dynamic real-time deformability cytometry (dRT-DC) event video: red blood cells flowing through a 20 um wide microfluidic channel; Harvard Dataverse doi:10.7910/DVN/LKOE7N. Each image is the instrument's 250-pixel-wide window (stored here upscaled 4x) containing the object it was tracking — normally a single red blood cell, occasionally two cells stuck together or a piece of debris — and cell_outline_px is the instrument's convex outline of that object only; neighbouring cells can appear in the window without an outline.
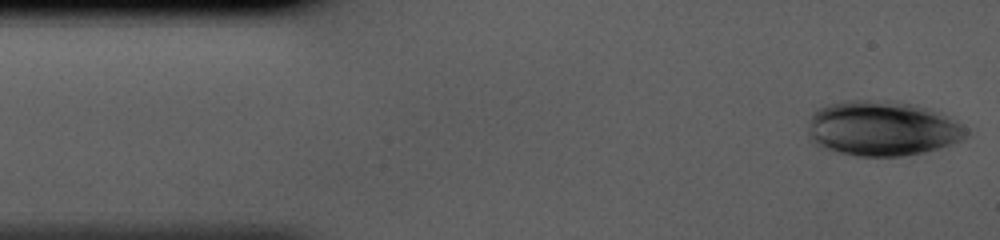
{"species": "human", "species_latin": "Homo sapiens", "temperature_condition": "cold", "stored_images_in_passage": 41, "camera_frame_rate_fps": 3000, "um_per_image_px": 0.085, "donor": {"sex": "male"}, "frame": {"image": 1, "passage_image": 1, "time_ms": 0.0, "image_size_px": [1000, 240], "cell_outline_px": [[968, 136], [964, 140], [952, 144], [924, 152], [904, 156], [856, 156], [816, 148], [808, 140], [808, 120], [812, 112], [816, 108], [828, 104], [844, 100], [872, 100], [912, 104], [928, 108], [968, 128]], "centroid_in_image_um": [74.89, 10.94], "position_along_channel_um": 10.1, "area_um2": 51.27}}
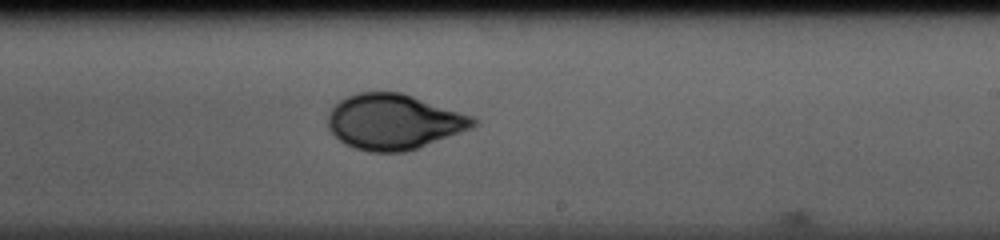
{"frame": {"image": 2, "passage_image": 24, "time_ms": 7.667, "image_size_px": [1000, 240], "cell_outline_px": [[480, 120], [472, 128], [416, 148], [404, 152], [368, 152], [344, 144], [328, 128], [328, 116], [332, 108], [340, 100], [348, 96], [360, 92], [400, 92], [476, 116]], "centroid_in_image_um": [33.5, 10.35], "position_along_channel_um": 255.5, "area_um2": 46.76}}
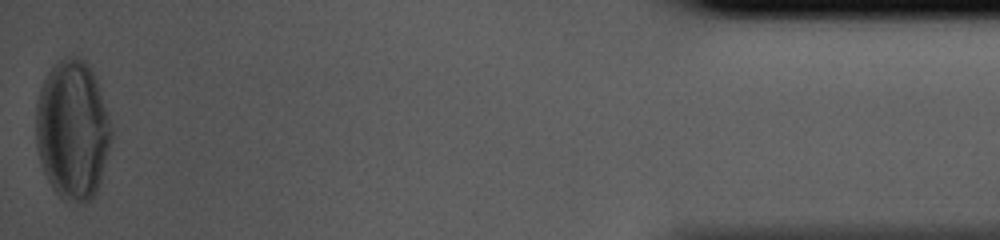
{"frame": {"image": 3, "passage_image": 41, "time_ms": 13.333, "image_size_px": [1000, 240], "cell_outline_px": [[112, 136], [96, 196], [92, 200], [84, 204], [64, 200], [52, 188], [44, 172], [40, 160], [36, 144], [36, 104], [40, 88], [52, 64], [64, 56], [76, 56], [84, 60], [88, 64], [96, 76], [112, 128]], "centroid_in_image_um": [6.16, 11.03], "position_along_channel_um": 429.0, "area_um2": 61.79}}